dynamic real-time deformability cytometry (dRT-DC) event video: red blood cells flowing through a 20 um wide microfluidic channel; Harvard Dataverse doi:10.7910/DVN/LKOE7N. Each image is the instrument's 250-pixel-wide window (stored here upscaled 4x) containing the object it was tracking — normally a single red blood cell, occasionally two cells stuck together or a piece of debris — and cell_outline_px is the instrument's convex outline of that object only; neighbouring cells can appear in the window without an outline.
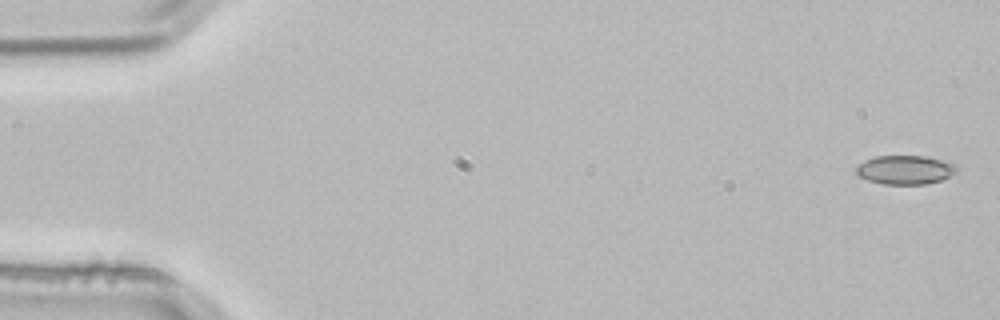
{"species": "common noctule bat (a hibernating species)", "species_latin": "Nyctalus noctula", "temperature_condition": "room temperature", "stored_images_in_passage": 4, "camera_frame_rate_fps": 3000, "um_per_image_px": 0.085, "animal": {"sex": "male", "body_mass_g": 21.5, "forearm_length_mm": 52.0}, "frame": {"image": 1, "passage_image": 1, "time_ms": 0.0, "image_size_px": [1000, 320], "cell_outline_px": [[956, 172], [940, 180], [924, 184], [884, 184], [868, 180], [856, 176], [856, 168], [864, 160], [876, 156], [924, 156], [956, 164]], "centroid_in_image_um": [76.89, 14.43], "position_along_channel_um": 8.1, "area_um2": 16.76}}